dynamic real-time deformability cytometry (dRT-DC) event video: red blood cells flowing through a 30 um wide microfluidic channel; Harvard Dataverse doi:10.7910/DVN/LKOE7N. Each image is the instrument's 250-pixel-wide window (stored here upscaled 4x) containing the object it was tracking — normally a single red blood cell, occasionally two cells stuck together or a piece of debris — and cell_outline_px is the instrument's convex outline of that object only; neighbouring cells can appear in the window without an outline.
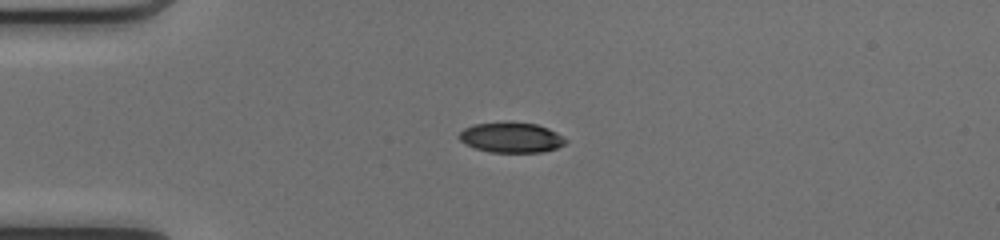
{"species": "common noctule bat (a hibernating species)", "species_latin": "Nyctalus noctula", "temperature_condition": "cold", "stored_images_in_passage": 25, "camera_frame_rate_fps": 3000, "um_per_image_px": 0.085, "animal": {"sex": "female", "body_mass_g": 17.0, "forearm_length_mm": 48.0}, "frame": {"image": 1, "passage_image": 1, "time_ms": 0.0, "image_size_px": [1000, 240], "cell_outline_px": [[556, 144], [548, 148], [516, 152], [484, 148], [476, 144], [464, 136], [472, 128], [488, 124], [528, 124], [540, 128], [548, 132]], "centroid_in_image_um": [43.4, 11.68], "position_along_channel_um": 41.6, "area_um2": 13.93}}
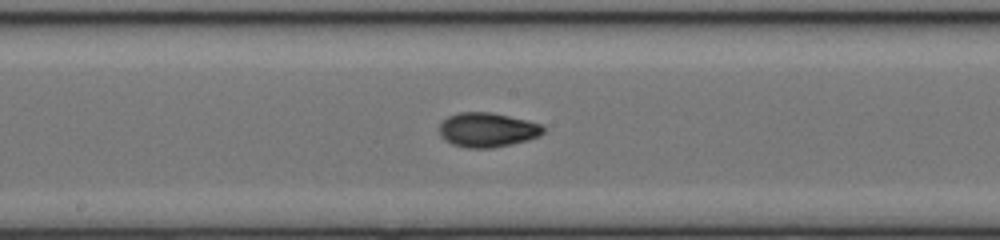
{"frame": {"image": 2, "passage_image": 15, "time_ms": 4.667, "image_size_px": [1000, 240], "cell_outline_px": [[540, 128], [536, 132], [528, 136], [512, 140], [492, 144], [468, 144], [452, 136], [452, 120], [460, 116], [496, 116], [528, 124]], "centroid_in_image_um": [41.6, 11.02], "position_along_channel_um": 206.6, "area_um2": 13.47}}
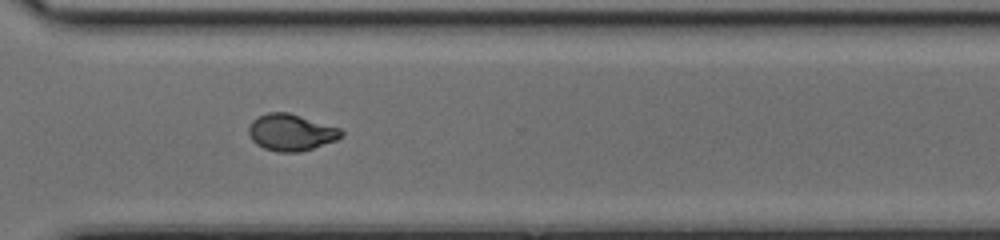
{"frame": {"image": 3, "passage_image": 25, "time_ms": 8.0, "image_size_px": [1000, 240], "cell_outline_px": [[340, 132], [336, 136], [328, 140], [308, 148], [272, 148], [264, 144], [268, 116], [292, 116]], "centroid_in_image_um": [25.1, 11.31], "position_along_channel_um": 345.5, "area_um2": 12.72}}